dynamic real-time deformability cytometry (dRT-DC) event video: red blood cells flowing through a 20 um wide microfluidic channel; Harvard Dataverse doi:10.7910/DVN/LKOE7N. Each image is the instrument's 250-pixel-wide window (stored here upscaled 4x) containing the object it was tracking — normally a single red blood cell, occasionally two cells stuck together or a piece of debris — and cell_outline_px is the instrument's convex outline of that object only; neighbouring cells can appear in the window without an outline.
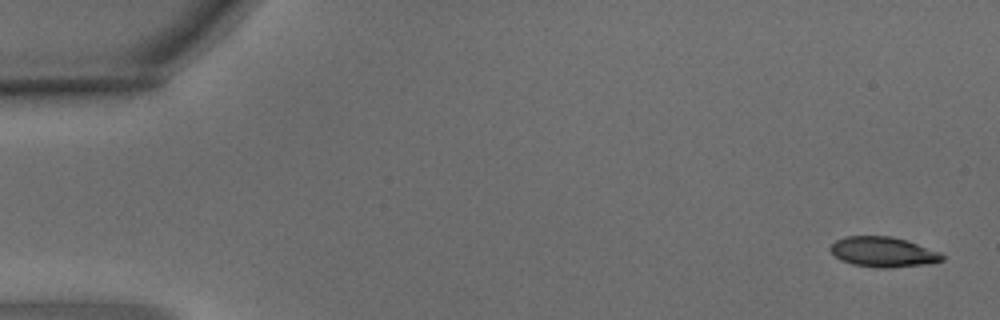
{"species": "common noctule bat (a hibernating species)", "species_latin": "Nyctalus noctula", "temperature_condition": "warm", "stored_images_in_passage": 4, "camera_frame_rate_fps": 3000, "um_per_image_px": 0.085, "animal": {"sex": "male", "body_mass_g": 15.6}, "frame": {"image": 1, "passage_image": 1, "time_ms": 0.0, "image_size_px": [1000, 320], "cell_outline_px": [[944, 260], [932, 264], [888, 268], [876, 268], [852, 264], [840, 260], [828, 248], [836, 240], [844, 236], [892, 236], [908, 240], [940, 252], [944, 256]], "centroid_in_image_um": [75.09, 21.42], "position_along_channel_um": 9.9, "area_um2": 19.94}}
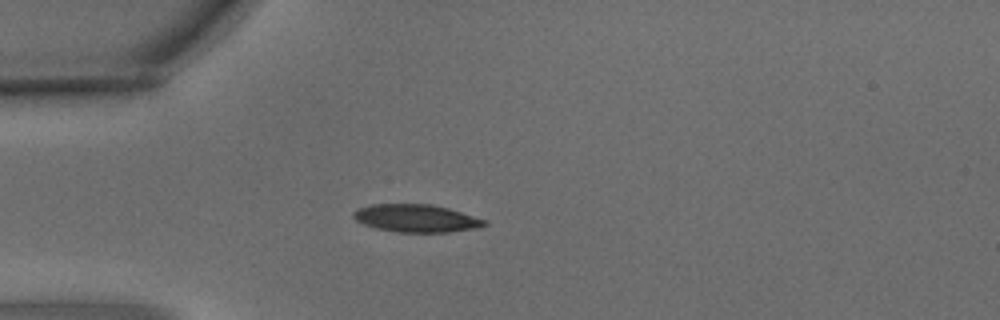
{"frame": {"image": 2, "passage_image": 4, "time_ms": 1.0, "image_size_px": [1000, 320], "cell_outline_px": [[488, 224], [472, 228], [448, 232], [400, 232], [376, 228], [364, 224], [356, 220], [352, 216], [352, 212], [356, 208], [372, 204], [432, 204], [448, 208], [488, 220]], "centroid_in_image_um": [35.35, 18.54], "position_along_channel_um": 49.7, "area_um2": 21.1}}